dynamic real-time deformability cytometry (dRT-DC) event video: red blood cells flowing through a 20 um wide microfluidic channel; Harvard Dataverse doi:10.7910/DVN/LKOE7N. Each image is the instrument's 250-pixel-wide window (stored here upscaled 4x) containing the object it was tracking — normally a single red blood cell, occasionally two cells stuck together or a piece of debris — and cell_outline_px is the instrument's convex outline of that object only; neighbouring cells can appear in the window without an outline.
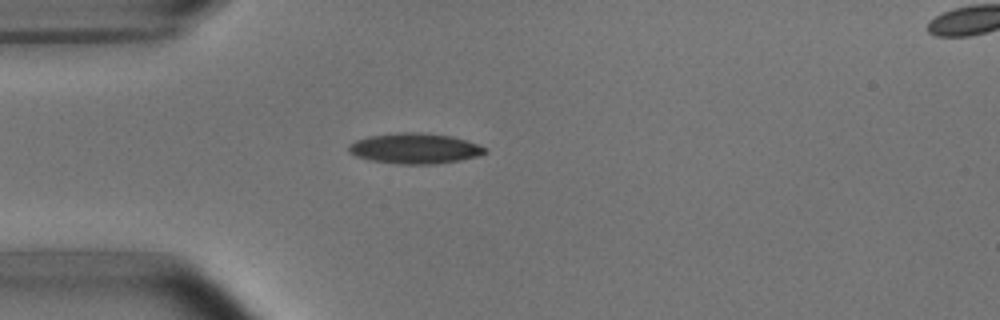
{"species": "common noctule bat (a hibernating species)", "species_latin": "Nyctalus noctula", "temperature_condition": "room temperature", "stored_images_in_passage": 2, "segment_of_instrument_passage": [1, 2], "camera_frame_rate_fps": 3000, "um_per_image_px": 0.085, "animal": {"sex": "male", "body_mass_g": 15.6}, "frame": {"image": 1, "passage_image": 1, "time_ms": 0.0, "image_size_px": [1000, 320], "cell_outline_px": [[488, 152], [480, 156], [460, 160], [436, 164], [400, 164], [372, 160], [356, 156], [348, 152], [348, 144], [356, 140], [368, 136], [400, 132], [420, 132], [452, 136], [488, 148]], "centroid_in_image_um": [35.27, 12.61], "position_along_channel_um": 49.7, "area_um2": 24.28}}